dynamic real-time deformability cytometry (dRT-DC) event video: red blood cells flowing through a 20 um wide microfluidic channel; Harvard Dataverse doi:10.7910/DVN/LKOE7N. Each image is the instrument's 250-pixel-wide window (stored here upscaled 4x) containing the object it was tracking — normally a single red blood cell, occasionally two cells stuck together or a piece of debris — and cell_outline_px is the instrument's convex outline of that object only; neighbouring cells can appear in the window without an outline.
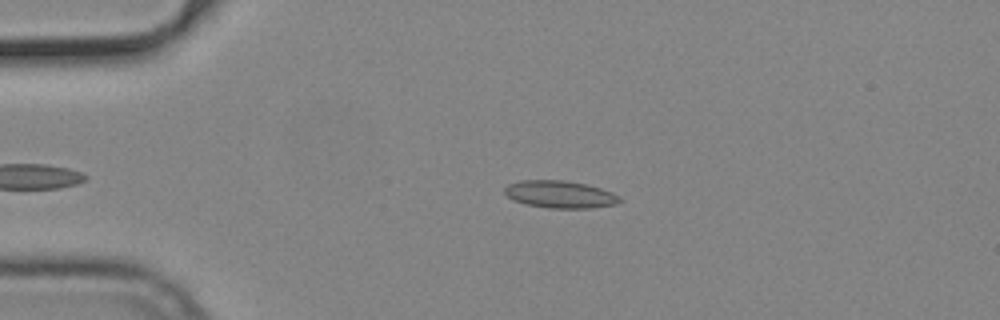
{"species": "common noctule bat (a hibernating species)", "species_latin": "Nyctalus noctula", "temperature_condition": "cold", "stored_images_in_passage": 8, "camera_frame_rate_fps": 3000, "um_per_image_px": 0.085, "animal": {"sex": "male", "body_mass_g": 19.2, "forearm_length_mm": 51.8}, "frame": {"image": 1, "passage_image": 4, "time_ms": 1.0, "image_size_px": [1000, 320], "cell_outline_px": [[624, 200], [616, 204], [592, 208], [548, 208], [524, 204], [512, 200], [504, 192], [504, 188], [508, 184], [520, 180], [564, 180], [588, 184], [612, 192], [620, 196]], "centroid_in_image_um": [47.61, 16.52], "position_along_channel_um": 37.4, "area_um2": 18.61}}